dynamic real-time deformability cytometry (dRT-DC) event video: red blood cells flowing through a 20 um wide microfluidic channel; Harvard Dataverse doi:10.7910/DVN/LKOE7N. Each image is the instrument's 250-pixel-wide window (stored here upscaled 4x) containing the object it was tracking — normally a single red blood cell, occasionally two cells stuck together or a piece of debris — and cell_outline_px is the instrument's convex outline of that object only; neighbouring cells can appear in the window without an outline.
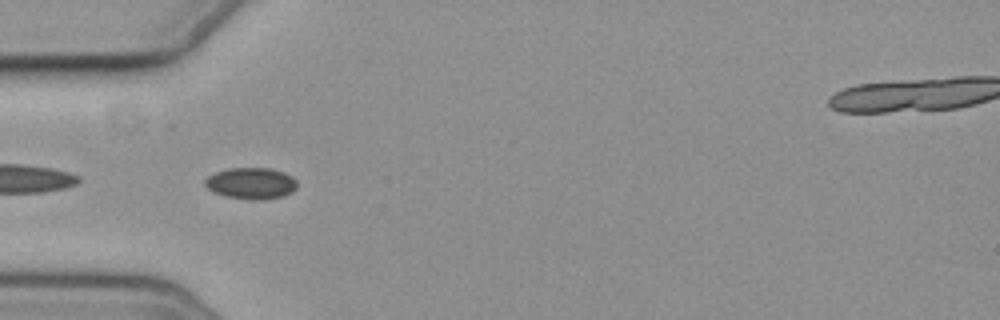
{"species": "common noctule bat (a hibernating species)", "species_latin": "Nyctalus noctula", "temperature_condition": "cold", "stored_images_in_passage": 5, "camera_frame_rate_fps": 3000, "um_per_image_px": 0.085, "animal": {"sex": "female", "body_mass_g": 19.3, "forearm_length_mm": 54.1}, "frame": {"image": 1, "passage_image": 4, "time_ms": 3.667, "image_size_px": [1000, 320], "cell_outline_px": [[296, 188], [292, 192], [284, 196], [260, 200], [252, 200], [224, 196], [212, 192], [204, 184], [204, 180], [208, 176], [216, 172], [228, 168], [268, 168], [284, 172], [292, 176], [296, 180]], "centroid_in_image_um": [21.33, 15.59], "position_along_channel_um": 63.7, "area_um2": 16.99}}